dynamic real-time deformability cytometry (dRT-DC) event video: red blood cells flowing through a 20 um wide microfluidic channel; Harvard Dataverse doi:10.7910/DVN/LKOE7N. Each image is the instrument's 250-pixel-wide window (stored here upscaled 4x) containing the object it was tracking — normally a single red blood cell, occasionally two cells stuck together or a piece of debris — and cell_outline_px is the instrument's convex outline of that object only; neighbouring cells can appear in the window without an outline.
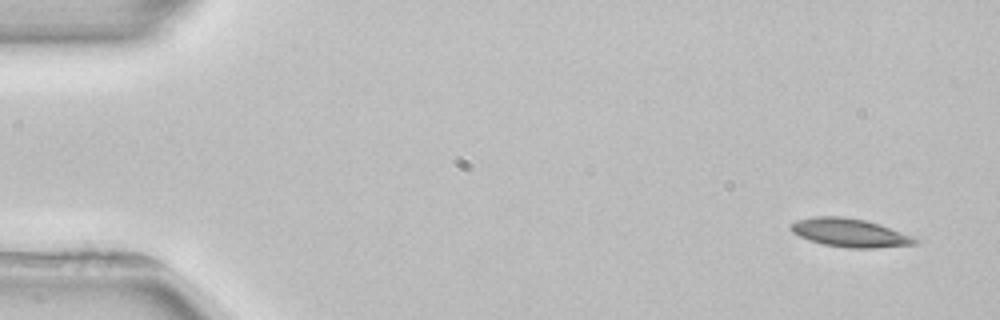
{"species": "common noctule bat (a hibernating species)", "species_latin": "Nyctalus noctula", "temperature_condition": "room temperature", "stored_images_in_passage": 3, "camera_frame_rate_fps": 3000, "um_per_image_px": 0.085, "animal": {"sex": "female", "body_mass_g": 22.7, "forearm_length_mm": 54.2}, "frame": {"image": 1, "passage_image": 1, "time_ms": 0.0, "image_size_px": [1000, 320], "cell_outline_px": [[920, 240], [916, 244], [876, 248], [848, 248], [824, 244], [808, 240], [792, 232], [788, 228], [788, 224], [796, 220], [816, 216], [840, 216], [864, 220], [900, 232]], "centroid_in_image_um": [72.15, 19.79], "position_along_channel_um": 12.9, "area_um2": 20.35}}
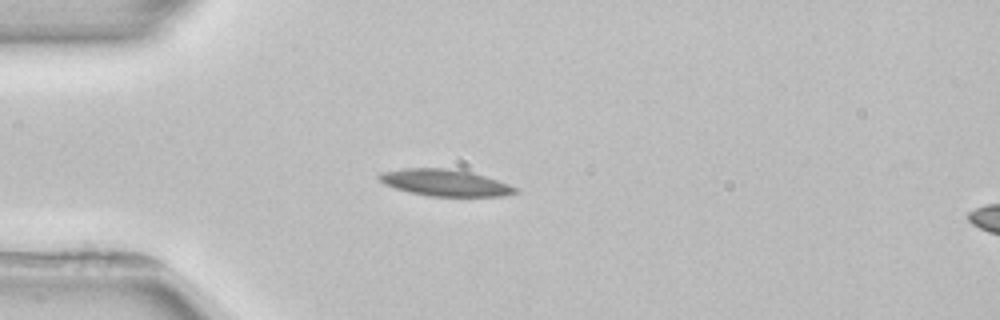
{"frame": {"image": 2, "passage_image": 3, "time_ms": 3.667, "image_size_px": [1000, 320], "cell_outline_px": [[520, 192], [500, 196], [428, 196], [408, 192], [384, 184], [376, 176], [380, 172], [404, 168], [448, 168], [472, 172], [520, 188]], "centroid_in_image_um": [37.82, 15.53], "position_along_channel_um": 47.2, "area_um2": 21.21}}